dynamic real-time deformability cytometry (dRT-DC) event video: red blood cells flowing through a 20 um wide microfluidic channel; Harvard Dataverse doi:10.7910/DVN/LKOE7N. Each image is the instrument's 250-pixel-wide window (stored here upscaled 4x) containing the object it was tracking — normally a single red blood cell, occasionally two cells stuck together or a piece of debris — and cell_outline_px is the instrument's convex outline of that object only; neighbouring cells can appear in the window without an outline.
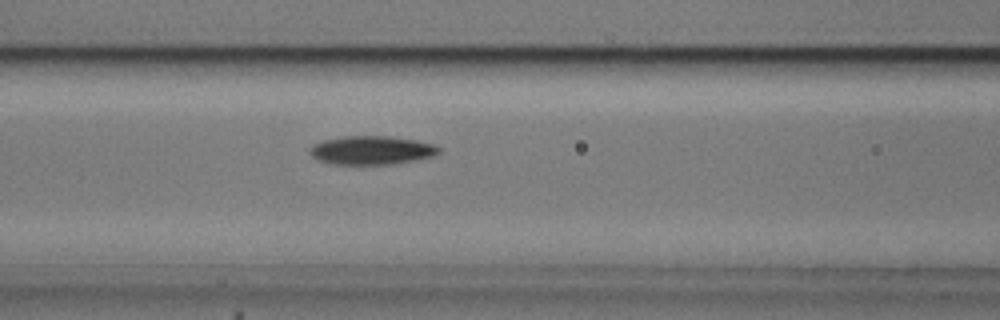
{"species": "common noctule bat (a hibernating species)", "species_latin": "Nyctalus noctula", "temperature_condition": "cold", "stored_images_in_passage": 39, "camera_frame_rate_fps": 3000, "um_per_image_px": 0.085, "animal": {"sex": "male", "body_mass_g": 20.5, "forearm_length_mm": 52.5}, "frame": {"image": 1, "passage_image": 17, "time_ms": 5.333, "image_size_px": [1000, 320], "cell_outline_px": [[440, 152], [432, 156], [396, 164], [332, 164], [320, 160], [312, 156], [308, 152], [308, 148], [312, 144], [324, 140], [344, 136], [388, 136], [416, 140], [432, 144], [440, 148]], "centroid_in_image_um": [31.55, 12.77], "position_along_channel_um": 135.0, "area_um2": 21.5}}